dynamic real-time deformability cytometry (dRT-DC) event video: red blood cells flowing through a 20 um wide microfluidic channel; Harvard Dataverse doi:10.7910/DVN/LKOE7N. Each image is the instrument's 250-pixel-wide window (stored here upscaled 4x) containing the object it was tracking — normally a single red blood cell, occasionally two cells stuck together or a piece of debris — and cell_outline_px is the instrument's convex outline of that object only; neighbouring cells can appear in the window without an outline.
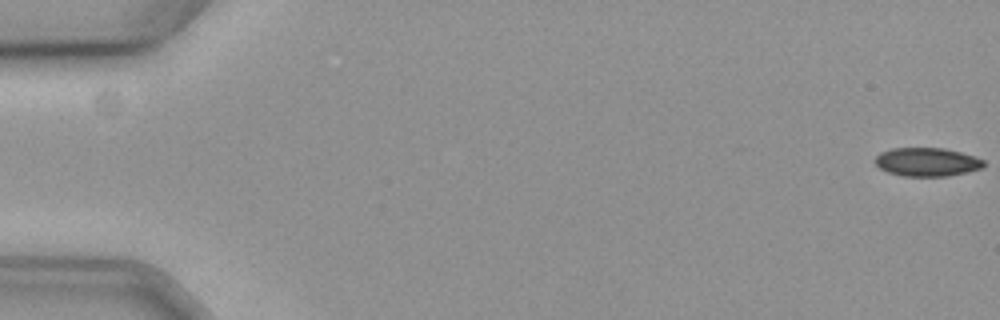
{"species": "common noctule bat (a hibernating species)", "species_latin": "Nyctalus noctula", "temperature_condition": "cold", "stored_images_in_passage": 59, "camera_frame_rate_fps": 3000, "um_per_image_px": 0.085, "animal": {"sex": "female", "body_mass_g": 19.3, "forearm_length_mm": 54.1}, "frame": {"image": 1, "passage_image": 1, "time_ms": 0.0, "image_size_px": [1000, 320], "cell_outline_px": [[984, 164], [980, 168], [948, 176], [904, 176], [888, 172], [880, 168], [872, 160], [880, 152], [892, 148], [944, 148], [960, 152], [984, 160]], "centroid_in_image_um": [78.73, 13.76], "position_along_channel_um": 6.3, "area_um2": 17.92}}
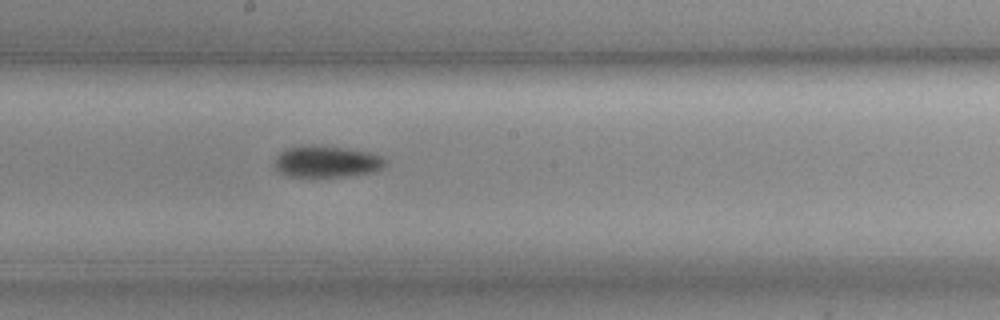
{"frame": {"image": 2, "passage_image": 33, "time_ms": 10.667, "image_size_px": [1000, 320], "cell_outline_px": [[388, 164], [376, 172], [348, 176], [288, 176], [280, 172], [276, 168], [276, 156], [280, 152], [288, 148], [308, 144], [316, 144], [368, 152], [380, 156], [388, 160]], "centroid_in_image_um": [27.81, 13.73], "position_along_channel_um": 220.4, "area_um2": 20.4}}
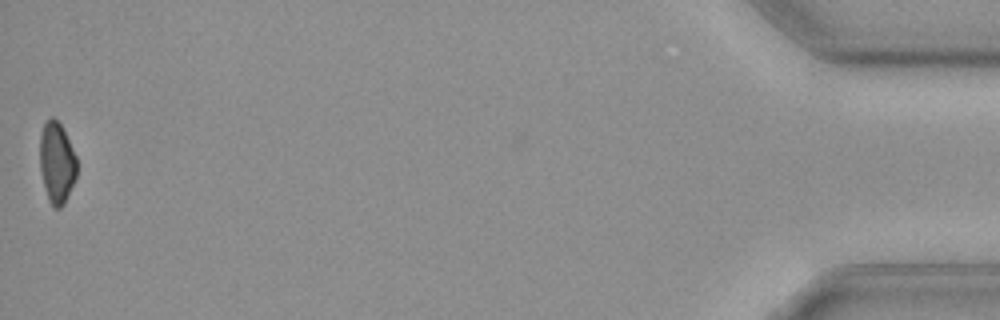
{"frame": {"image": 3, "passage_image": 59, "time_ms": 19.333, "image_size_px": [1000, 320], "cell_outline_px": [[76, 180], [64, 204], [60, 208], [52, 208], [48, 200], [40, 168], [40, 136], [44, 124], [52, 116], [60, 124], [76, 156]], "centroid_in_image_um": [4.83, 13.88], "position_along_channel_um": 430.4, "area_um2": 17.34}, "authors_computed_cell_mechanics": {"area_um2": 19.652, "velocity_mm_per_s": 3.5901, "shape_relaxation_time_tau1_ms": 6.4628, "shape_relaxation_time_tau2_ms": null, "deformation_change_tau1": 0.0904, "deformation_change_tau2": null}}